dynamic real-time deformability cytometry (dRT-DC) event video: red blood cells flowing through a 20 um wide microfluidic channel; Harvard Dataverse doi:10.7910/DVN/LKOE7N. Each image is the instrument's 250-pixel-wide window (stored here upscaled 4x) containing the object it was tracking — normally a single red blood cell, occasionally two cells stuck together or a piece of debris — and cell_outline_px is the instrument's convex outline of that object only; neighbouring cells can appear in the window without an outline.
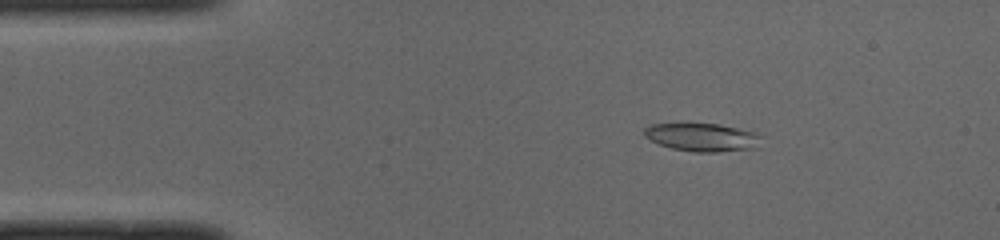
{"species": "common noctule bat (a hibernating species)", "species_latin": "Nyctalus noctula", "temperature_condition": "cold", "stored_images_in_passage": 49, "camera_frame_rate_fps": 3000, "um_per_image_px": 0.085, "animal": {"sex": "male", "body_mass_g": 19.0, "forearm_length_mm": 50.8}, "frame": {"image": 1, "passage_image": 7, "time_ms": 2.0, "image_size_px": [1000, 240], "cell_outline_px": [[764, 136], [756, 148], [716, 152], [696, 152], [672, 148], [660, 144], [644, 136], [644, 128], [652, 124], [720, 124], [756, 132]], "centroid_in_image_um": [59.75, 11.67], "position_along_channel_um": 25.3, "area_um2": 19.13}}
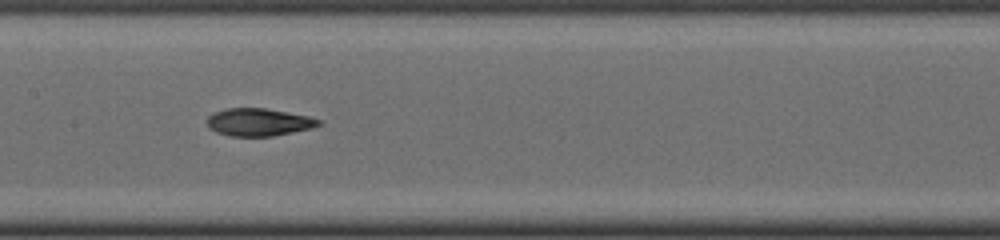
{"frame": {"image": 2, "passage_image": 23, "time_ms": 7.333, "image_size_px": [1000, 240], "cell_outline_px": [[324, 124], [312, 128], [272, 136], [232, 136], [216, 132], [208, 128], [208, 116], [216, 112], [228, 108], [264, 108], [308, 116], [320, 120]], "centroid_in_image_um": [22.01, 10.39], "position_along_channel_um": 185.4, "area_um2": 17.8}}
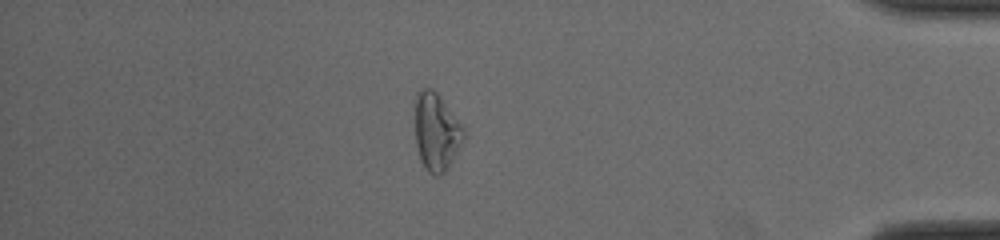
{"frame": {"image": 3, "passage_image": 42, "time_ms": 13.667, "image_size_px": [1000, 240], "cell_outline_px": [[464, 140], [448, 168], [444, 172], [436, 176], [432, 176], [424, 168], [420, 160], [416, 144], [416, 92], [424, 88], [432, 88], [436, 92], [464, 128]], "centroid_in_image_um": [37.09, 11.25], "position_along_channel_um": 398.1, "area_um2": 21.79}, "authors_computed_cell_mechanics": {"area_um2": 19.1318, "velocity_mm_per_s": 3.9943, "shape_relaxation_time_tau1_ms": null, "shape_relaxation_time_tau2_ms": 2.9727, "deformation_change_tau1": null, "deformation_change_tau2": 0.1124}}